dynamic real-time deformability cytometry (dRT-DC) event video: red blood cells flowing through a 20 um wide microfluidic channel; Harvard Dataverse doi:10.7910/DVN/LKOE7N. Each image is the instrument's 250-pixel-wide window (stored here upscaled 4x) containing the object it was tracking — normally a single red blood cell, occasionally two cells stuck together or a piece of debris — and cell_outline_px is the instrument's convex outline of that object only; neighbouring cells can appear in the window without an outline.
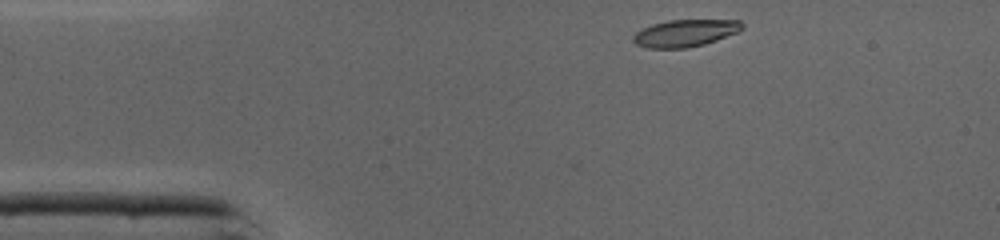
{"species": "common noctule bat (a hibernating species)", "species_latin": "Nyctalus noctula", "temperature_condition": "cold", "stored_images_in_passage": 35, "camera_frame_rate_fps": 3000, "um_per_image_px": 0.085, "animal": {"sex": "male", "body_mass_g": 19.0, "forearm_length_mm": 50.8}, "frame": {"image": 1, "passage_image": 1, "time_ms": 0.0, "image_size_px": [1000, 240], "cell_outline_px": [[744, 28], [740, 32], [704, 44], [688, 48], [648, 48], [636, 44], [632, 40], [632, 36], [636, 32], [652, 24], [668, 20], [740, 20], [744, 24]], "centroid_in_image_um": [58.27, 2.81], "position_along_channel_um": 26.7, "area_um2": 17.34}}
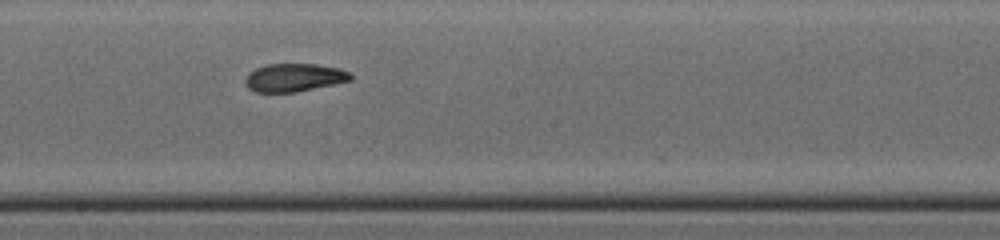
{"frame": {"image": 2, "passage_image": 18, "time_ms": 5.667, "image_size_px": [1000, 240], "cell_outline_px": [[352, 80], [296, 92], [256, 92], [248, 88], [244, 84], [244, 80], [248, 72], [264, 64], [316, 64], [340, 68], [348, 72], [352, 76]], "centroid_in_image_um": [24.96, 6.59], "position_along_channel_um": 223.2, "area_um2": 17.34}}
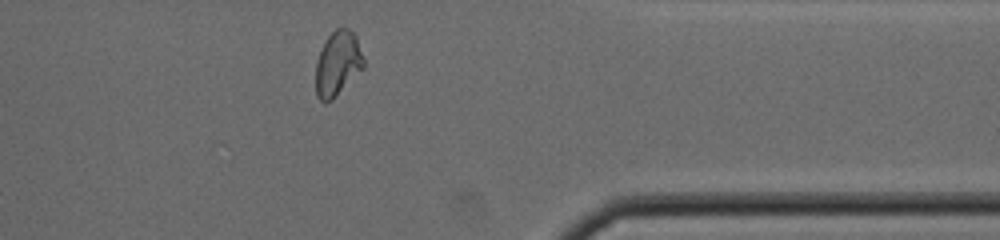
{"frame": {"image": 3, "passage_image": 30, "time_ms": 9.667, "image_size_px": [1000, 240], "cell_outline_px": [[364, 68], [332, 100], [324, 104], [316, 96], [316, 60], [320, 48], [328, 36], [336, 28], [348, 28], [356, 36], [364, 60]], "centroid_in_image_um": [28.69, 5.42], "position_along_channel_um": 382.7, "area_um2": 18.21}, "authors_computed_cell_mechanics": {"area_um2": 17.7446, "velocity_mm_per_s": 4.3844, "shape_relaxation_time_tau1_ms": 5.5502, "shape_relaxation_time_tau2_ms": 2.0777, "deformation_change_tau1": 0.1955, "deformation_change_tau2": 0.0814}}